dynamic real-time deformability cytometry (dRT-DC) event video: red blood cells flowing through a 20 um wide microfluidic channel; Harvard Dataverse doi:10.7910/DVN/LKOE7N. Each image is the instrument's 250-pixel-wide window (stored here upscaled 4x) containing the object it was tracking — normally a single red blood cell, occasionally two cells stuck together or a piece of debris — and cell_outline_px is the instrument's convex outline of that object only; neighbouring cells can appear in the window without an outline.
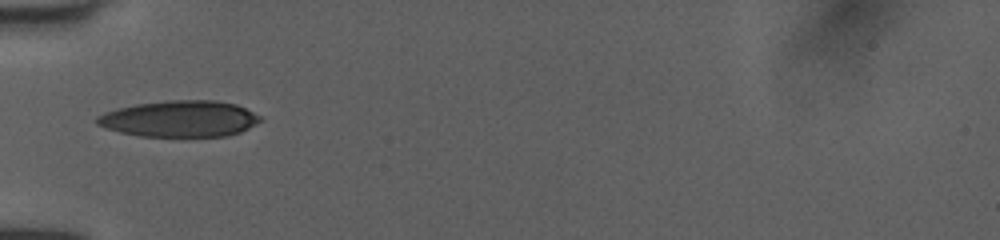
{"species": "human", "species_latin": "Homo sapiens", "temperature_condition": "room temperature", "stored_images_in_passage": 34, "camera_frame_rate_fps": 3000, "um_per_image_px": 0.085, "donor": {"sex": "female"}, "frame": {"image": 1, "passage_image": 1, "time_ms": 0.0, "image_size_px": [1000, 240], "cell_outline_px": [[260, 120], [248, 128], [240, 132], [224, 136], [140, 136], [120, 132], [96, 124], [96, 116], [104, 112], [116, 108], [136, 104], [168, 100], [216, 100], [236, 104], [260, 116]], "centroid_in_image_um": [15.23, 10.08], "position_along_channel_um": 69.8, "area_um2": 34.33}}
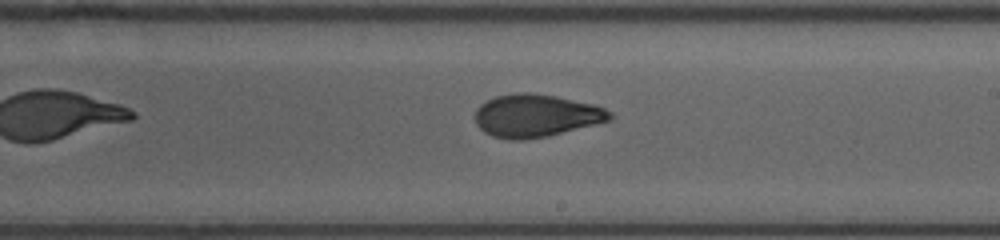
{"frame": {"image": 2, "passage_image": 14, "time_ms": 4.333, "image_size_px": [1000, 240], "cell_outline_px": [[612, 120], [548, 136], [524, 140], [512, 140], [492, 136], [484, 132], [476, 124], [476, 108], [480, 104], [496, 96], [516, 92], [528, 92], [556, 96], [592, 104], [604, 108], [612, 112]], "centroid_in_image_um": [45.55, 9.83], "position_along_channel_um": 243.4, "area_um2": 33.58}}
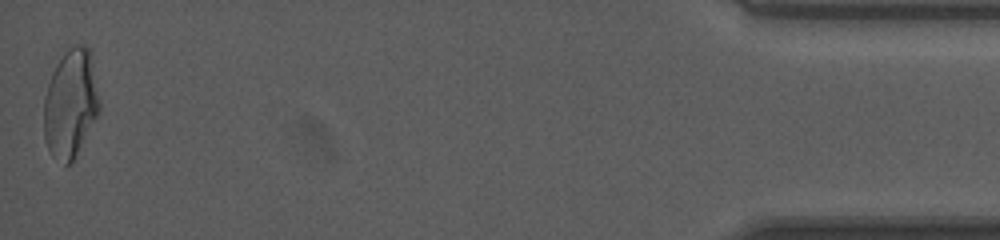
{"frame": {"image": 3, "passage_image": 34, "time_ms": 11.0, "image_size_px": [1000, 240], "cell_outline_px": [[100, 112], [72, 160], [68, 164], [64, 164], [52, 156], [48, 148], [44, 136], [44, 96], [52, 72], [56, 64], [68, 48], [76, 44], [84, 44], [92, 52], [100, 100]], "centroid_in_image_um": [6.02, 8.75], "position_along_channel_um": 429.2, "area_um2": 35.26}, "authors_computed_cell_mechanics": {"area_um2": 33.1483, "velocity_mm_per_s": 4.0297, "shape_relaxation_time_tau1_ms": 8.7108, "shape_relaxation_time_tau2_ms": 1.67, "deformation_change_tau1": 0.2292, "deformation_change_tau2": 0.0746}}